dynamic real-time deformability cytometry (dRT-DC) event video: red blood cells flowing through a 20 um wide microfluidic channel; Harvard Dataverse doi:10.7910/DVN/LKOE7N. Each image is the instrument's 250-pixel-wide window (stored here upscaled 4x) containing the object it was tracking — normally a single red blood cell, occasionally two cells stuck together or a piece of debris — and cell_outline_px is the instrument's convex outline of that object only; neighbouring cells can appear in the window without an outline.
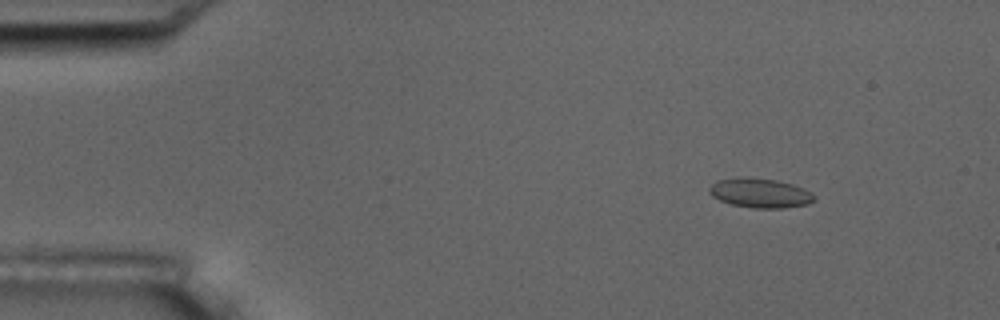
{"species": "common noctule bat (a hibernating species)", "species_latin": "Nyctalus noctula", "temperature_condition": "room temperature", "stored_images_in_passage": 7, "camera_frame_rate_fps": 3000, "um_per_image_px": 0.085, "animal": {"sex": "male", "body_mass_g": 17.5, "forearm_length_mm": 52.3}, "frame": {"image": 1, "passage_image": 2, "time_ms": 1.0, "image_size_px": [1000, 320], "cell_outline_px": [[816, 200], [808, 204], [784, 208], [752, 208], [732, 204], [720, 200], [712, 196], [708, 192], [708, 188], [716, 180], [776, 180], [792, 184], [804, 188], [812, 192], [816, 196]], "centroid_in_image_um": [64.68, 16.46], "position_along_channel_um": 20.3, "area_um2": 17.4}}
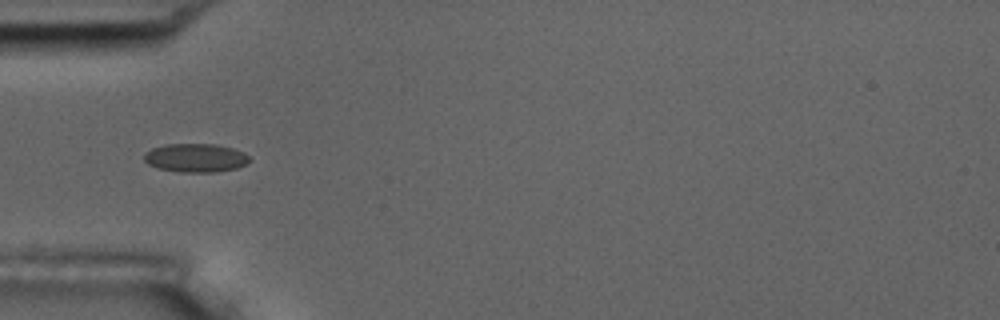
{"frame": {"image": 2, "passage_image": 5, "time_ms": 4.667, "image_size_px": [1000, 320], "cell_outline_px": [[252, 160], [236, 168], [216, 172], [180, 172], [156, 168], [148, 164], [144, 160], [144, 152], [152, 148], [164, 144], [216, 144], [232, 148], [244, 152]], "centroid_in_image_um": [16.6, 13.41], "position_along_channel_um": 68.4, "area_um2": 17.69}}